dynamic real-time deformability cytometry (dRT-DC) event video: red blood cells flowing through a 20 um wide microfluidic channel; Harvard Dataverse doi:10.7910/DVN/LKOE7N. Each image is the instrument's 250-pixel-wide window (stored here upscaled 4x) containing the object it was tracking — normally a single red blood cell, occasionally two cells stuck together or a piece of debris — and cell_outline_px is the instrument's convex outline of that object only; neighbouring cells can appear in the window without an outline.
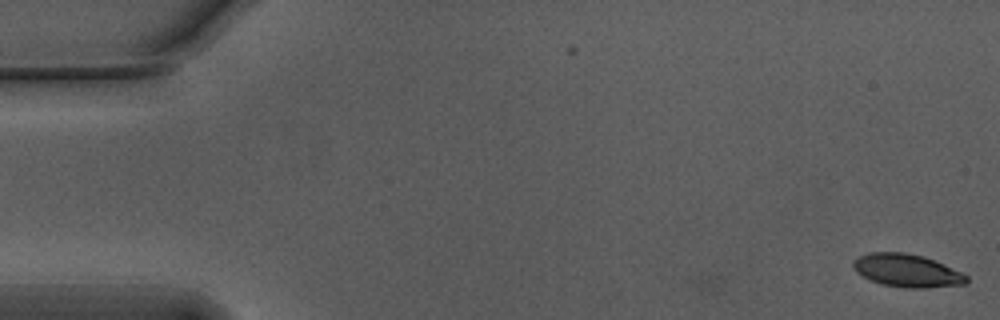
{"species": "Egyptian fruit bat (a non-hibernating species)", "species_latin": "Rousettus aegyptiacus", "temperature_condition": "warm", "stored_images_in_passage": 44, "camera_frame_rate_fps": 3000, "um_per_image_px": 0.085, "animal": {"sex": "male"}, "frame": {"image": 1, "passage_image": 1, "time_ms": 0.0, "image_size_px": [1000, 320], "cell_outline_px": [[968, 280], [964, 284], [924, 288], [908, 288], [880, 284], [856, 272], [852, 268], [852, 260], [868, 252], [904, 252], [924, 256], [944, 264], [968, 276]], "centroid_in_image_um": [77.06, 22.99], "position_along_channel_um": 7.9, "area_um2": 21.73}}
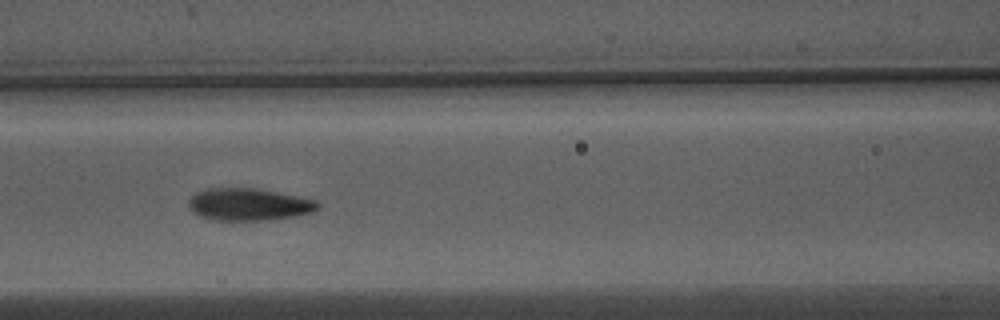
{"frame": {"image": 2, "passage_image": 24, "time_ms": 7.667, "image_size_px": [1000, 320], "cell_outline_px": [[320, 208], [312, 212], [292, 216], [268, 220], [208, 220], [192, 212], [188, 208], [188, 200], [196, 192], [208, 188], [256, 188], [316, 200], [320, 204]], "centroid_in_image_um": [21.1, 17.38], "position_along_channel_um": 145.5, "area_um2": 24.33}}
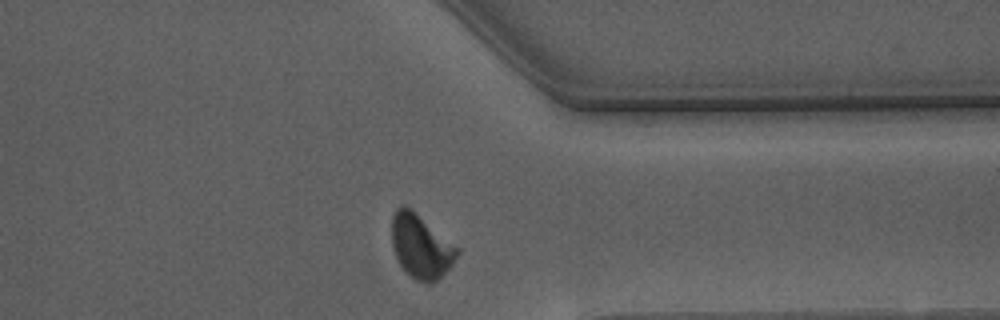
{"frame": {"image": 3, "passage_image": 43, "time_ms": 14.0, "image_size_px": [1000, 320], "cell_outline_px": [[460, 252], [452, 264], [432, 284], [424, 284], [416, 280], [400, 264], [396, 256], [392, 244], [392, 216], [396, 208], [404, 204], [460, 248]], "centroid_in_image_um": [35.78, 20.94], "position_along_channel_um": 375.6, "area_um2": 23.93}, "authors_computed_cell_mechanics": {"area_um2": 23.8714, "velocity_mm_per_s": 3.7252, "shape_relaxation_time_tau1_ms": 2.8425, "shape_relaxation_time_tau2_ms": null, "deformation_change_tau1": 0.1472, "deformation_change_tau2": null}}